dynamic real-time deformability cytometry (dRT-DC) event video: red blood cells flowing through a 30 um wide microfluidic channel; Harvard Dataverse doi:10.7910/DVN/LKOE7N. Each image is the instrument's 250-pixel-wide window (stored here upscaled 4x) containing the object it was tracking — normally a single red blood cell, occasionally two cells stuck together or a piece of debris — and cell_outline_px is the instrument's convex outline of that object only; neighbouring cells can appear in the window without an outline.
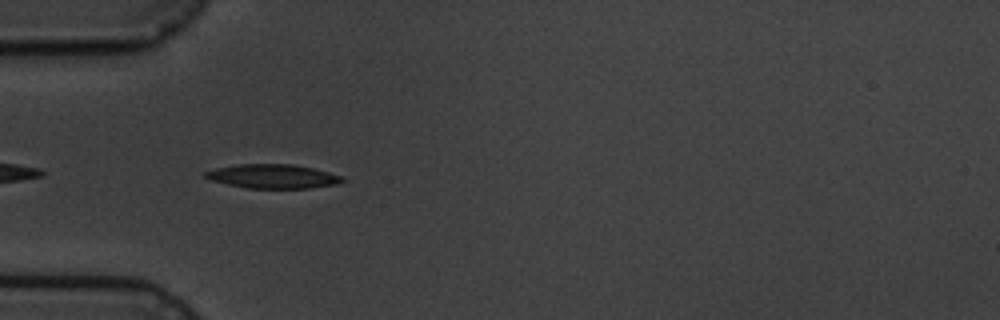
{"species": "common noctule bat (a hibernating species)", "species_latin": "Nyctalus noctula", "temperature_condition": "cold", "stored_images_in_passage": 7, "camera_frame_rate_fps": 3000, "um_per_image_px": 0.085, "animal": {"sex": "male", "body_mass_g": 19.5, "forearm_length_mm": 54.6}, "frame": {"image": 1, "passage_image": 6, "time_ms": 6.667, "image_size_px": [1000, 320], "cell_outline_px": [[344, 180], [336, 184], [308, 188], [248, 188], [228, 184], [212, 180], [204, 176], [204, 172], [216, 168], [236, 164], [292, 164], [312, 168], [328, 172], [340, 176]], "centroid_in_image_um": [23.16, 14.98], "position_along_channel_um": 61.8, "area_um2": 18.9}}
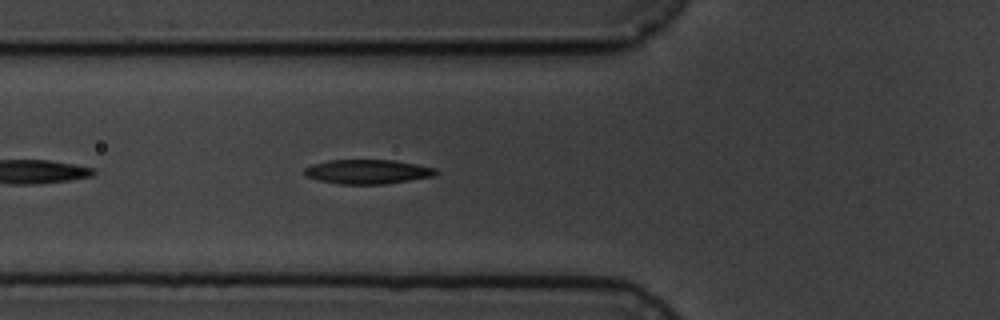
{"frame": {"image": 2, "passage_image": 7, "time_ms": 7.667, "image_size_px": [1000, 320], "cell_outline_px": [[440, 172], [436, 176], [384, 184], [340, 184], [316, 180], [304, 176], [304, 168], [312, 164], [328, 160], [396, 160], [436, 168]], "centroid_in_image_um": [31.25, 14.59], "position_along_channel_um": 94.6, "area_um2": 18.9}}